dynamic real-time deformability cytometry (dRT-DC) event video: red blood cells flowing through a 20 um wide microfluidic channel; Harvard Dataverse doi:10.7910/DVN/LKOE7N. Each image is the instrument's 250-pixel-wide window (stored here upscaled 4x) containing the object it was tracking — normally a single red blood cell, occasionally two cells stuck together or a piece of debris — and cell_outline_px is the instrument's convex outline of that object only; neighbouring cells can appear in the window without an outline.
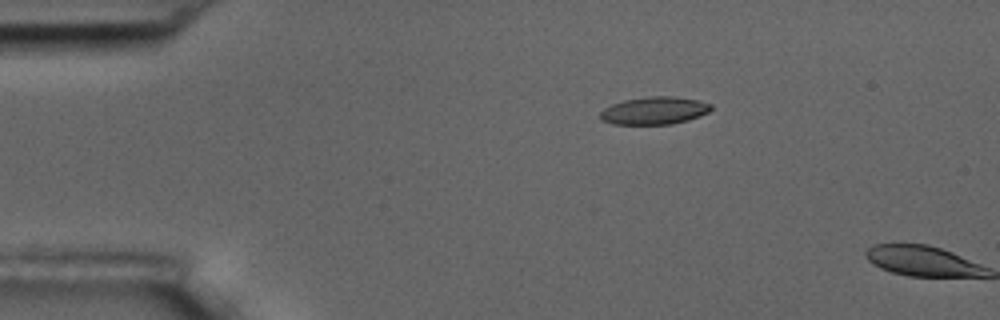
{"species": "common noctule bat (a hibernating species)", "species_latin": "Nyctalus noctula", "temperature_condition": "room temperature", "stored_images_in_passage": 4, "camera_frame_rate_fps": 3000, "um_per_image_px": 0.085, "animal": {"sex": "male", "body_mass_g": 17.5, "forearm_length_mm": 52.3}, "frame": {"image": 1, "passage_image": 3, "time_ms": 2.333, "image_size_px": [1000, 320], "cell_outline_px": [[712, 108], [708, 112], [700, 116], [688, 120], [672, 124], [612, 124], [600, 120], [600, 112], [604, 108], [612, 104], [624, 100], [648, 96], [672, 96], [696, 100], [712, 104]], "centroid_in_image_um": [55.6, 9.4], "position_along_channel_um": 29.4, "area_um2": 17.86}}